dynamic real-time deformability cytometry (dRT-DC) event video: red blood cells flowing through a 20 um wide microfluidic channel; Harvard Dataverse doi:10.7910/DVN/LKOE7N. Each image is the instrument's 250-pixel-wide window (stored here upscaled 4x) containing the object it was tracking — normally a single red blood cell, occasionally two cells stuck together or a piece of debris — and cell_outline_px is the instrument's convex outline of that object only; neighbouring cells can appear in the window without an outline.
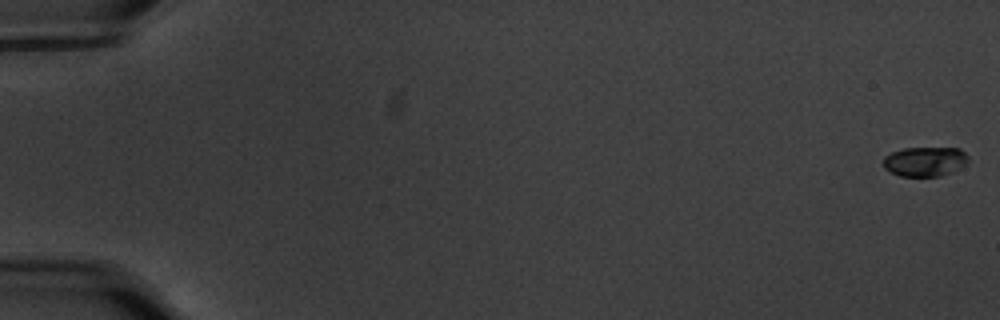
{"species": "common noctule bat (a hibernating species)", "species_latin": "Nyctalus noctula", "temperature_condition": "warm", "stored_images_in_passage": 56, "camera_frame_rate_fps": 3000, "um_per_image_px": 0.085, "animal": {"sex": "male", "body_mass_g": 20.1, "forearm_length_mm": 53.5}, "frame": {"image": 1, "passage_image": 1, "time_ms": 0.0, "image_size_px": [1000, 320], "cell_outline_px": [[968, 164], [952, 172], [940, 176], [900, 176], [884, 168], [884, 156], [892, 152], [904, 148], [960, 148], [968, 156]], "centroid_in_image_um": [78.65, 13.72], "position_along_channel_um": 6.3, "area_um2": 14.68}}
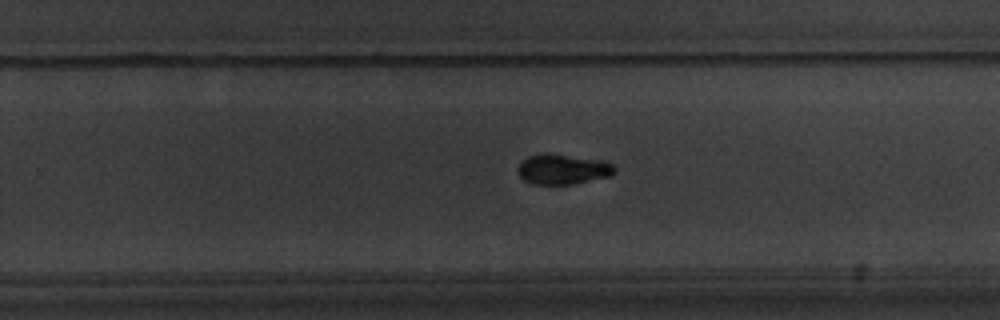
{"frame": {"image": 2, "passage_image": 39, "time_ms": 12.667, "image_size_px": [1000, 320], "cell_outline_px": [[616, 172], [612, 176], [572, 184], [532, 184], [524, 180], [520, 176], [516, 168], [528, 156], [548, 152], [600, 160], [612, 164], [616, 168]], "centroid_in_image_um": [47.84, 14.38], "position_along_channel_um": 282.0, "area_um2": 17.11}}
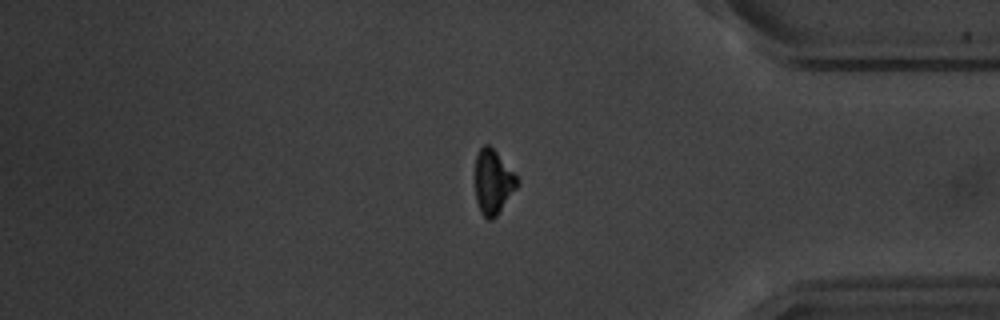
{"frame": {"image": 3, "passage_image": 50, "time_ms": 16.333, "image_size_px": [1000, 320], "cell_outline_px": [[520, 184], [496, 216], [492, 220], [488, 220], [480, 212], [476, 200], [476, 156], [480, 148], [484, 144], [488, 144], [496, 152], [520, 180]], "centroid_in_image_um": [41.92, 15.49], "position_along_channel_um": 393.3, "area_um2": 15.66}}